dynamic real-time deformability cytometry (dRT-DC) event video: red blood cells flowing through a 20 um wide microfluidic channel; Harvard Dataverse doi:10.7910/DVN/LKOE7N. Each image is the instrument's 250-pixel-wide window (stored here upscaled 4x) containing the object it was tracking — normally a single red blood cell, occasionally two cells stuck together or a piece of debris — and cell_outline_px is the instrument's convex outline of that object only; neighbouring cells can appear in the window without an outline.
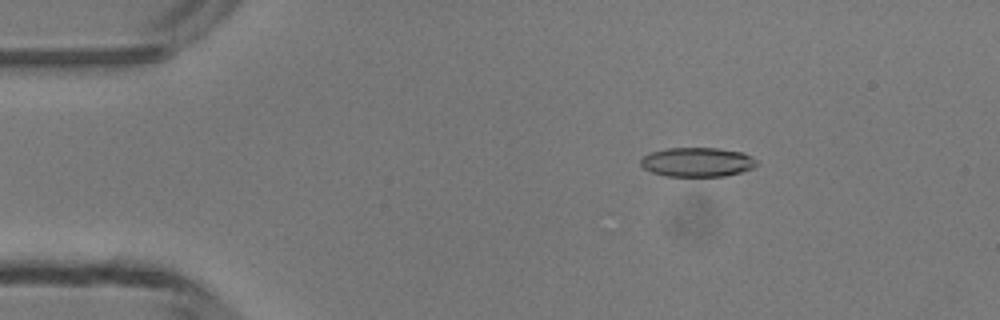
{"species": "common noctule bat (a hibernating species)", "species_latin": "Nyctalus noctula", "temperature_condition": "room temperature", "stored_images_in_passage": 48, "camera_frame_rate_fps": 3000, "um_per_image_px": 0.085, "animal": {"sex": "male", "body_mass_g": 13.3}, "frame": {"image": 1, "passage_image": 7, "time_ms": 2.0, "image_size_px": [1000, 320], "cell_outline_px": [[760, 164], [752, 168], [740, 172], [724, 176], [668, 176], [652, 172], [644, 168], [640, 164], [640, 160], [644, 156], [652, 152], [668, 148], [720, 148], [744, 152], [752, 156]], "centroid_in_image_um": [59.31, 13.77], "position_along_channel_um": 25.7, "area_um2": 19.83}}
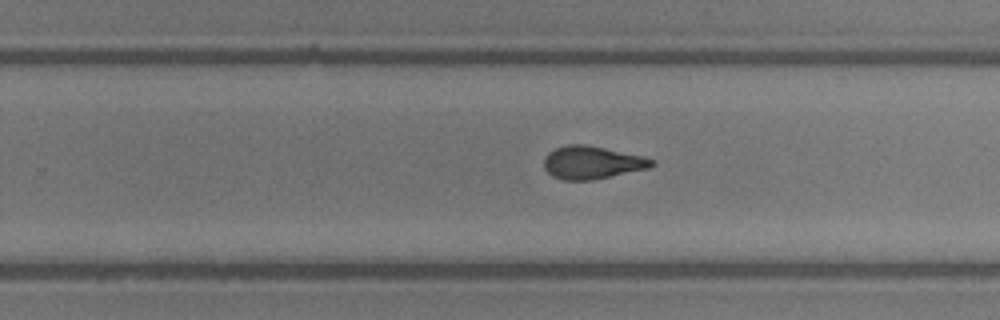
{"frame": {"image": 2, "passage_image": 30, "time_ms": 9.667, "image_size_px": [1000, 320], "cell_outline_px": [[656, 164], [652, 168], [592, 180], [564, 180], [552, 176], [544, 168], [544, 156], [548, 152], [556, 148], [568, 144], [584, 144], [644, 156], [656, 160]], "centroid_in_image_um": [50.36, 13.82], "position_along_channel_um": 279.4, "area_um2": 20.87}}
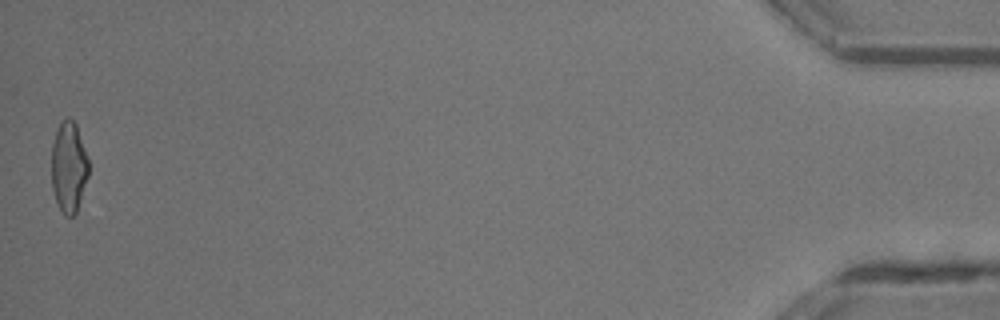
{"frame": {"image": 3, "passage_image": 48, "time_ms": 15.667, "image_size_px": [1000, 320], "cell_outline_px": [[88, 176], [76, 212], [72, 216], [64, 216], [56, 200], [52, 188], [52, 144], [56, 132], [64, 116], [68, 116], [76, 124], [88, 160]], "centroid_in_image_um": [5.84, 14.19], "position_along_channel_um": 429.4, "area_um2": 19.36}, "authors_computed_cell_mechanics": {"area_um2": 20.6635, "velocity_mm_per_s": 4.1642, "shape_relaxation_time_tau1_ms": null, "shape_relaxation_time_tau2_ms": 1.882, "deformation_change_tau1": null, "deformation_change_tau2": 0.0962}}